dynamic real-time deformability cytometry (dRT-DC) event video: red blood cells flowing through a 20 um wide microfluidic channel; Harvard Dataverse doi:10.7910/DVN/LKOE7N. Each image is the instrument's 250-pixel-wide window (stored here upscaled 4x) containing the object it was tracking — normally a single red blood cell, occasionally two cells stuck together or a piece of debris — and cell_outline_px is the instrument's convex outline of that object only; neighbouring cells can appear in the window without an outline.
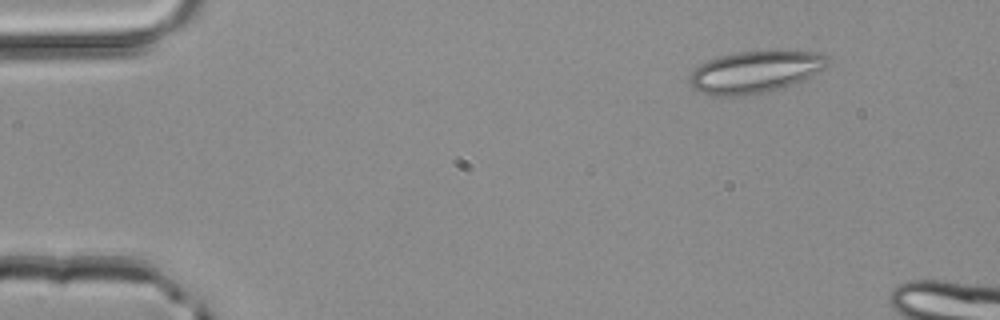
{"species": "common noctule bat (a hibernating species)", "species_latin": "Nyctalus noctula", "temperature_condition": "room temperature", "stored_images_in_passage": 9, "camera_frame_rate_fps": 3000, "um_per_image_px": 0.085, "animal": {"sex": "male", "body_mass_g": 20.4}, "frame": {"image": 1, "passage_image": 1, "time_ms": 0.0, "image_size_px": [1000, 320], "cell_outline_px": [[828, 64], [824, 68], [804, 80], [768, 92], [744, 96], [720, 96], [700, 92], [692, 88], [692, 72], [700, 64], [708, 60], [720, 56], [740, 52], [768, 48], [820, 52], [828, 60]], "centroid_in_image_um": [64.25, 6.07], "position_along_channel_um": 20.8, "area_um2": 34.22}}